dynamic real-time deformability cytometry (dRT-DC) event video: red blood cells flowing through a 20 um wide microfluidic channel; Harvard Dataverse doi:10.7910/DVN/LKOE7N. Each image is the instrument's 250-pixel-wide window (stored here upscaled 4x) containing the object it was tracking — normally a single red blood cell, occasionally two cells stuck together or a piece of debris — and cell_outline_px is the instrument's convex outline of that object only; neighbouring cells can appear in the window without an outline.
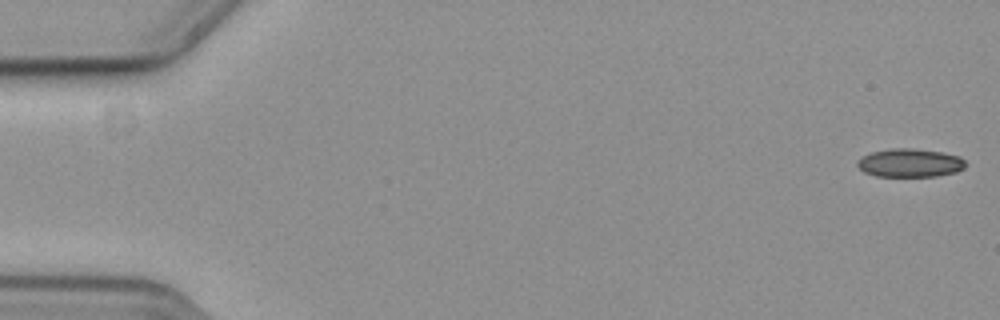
{"species": "common noctule bat (a hibernating species)", "species_latin": "Nyctalus noctula", "temperature_condition": "cold", "stored_images_in_passage": 16, "camera_frame_rate_fps": 3000, "um_per_image_px": 0.085, "animal": {"sex": "female", "body_mass_g": 19.3, "forearm_length_mm": 54.1}, "frame": {"image": 1, "passage_image": 1, "time_ms": 0.0, "image_size_px": [1000, 320], "cell_outline_px": [[964, 168], [956, 172], [936, 176], [876, 176], [864, 172], [856, 164], [856, 160], [860, 156], [872, 152], [892, 148], [916, 148], [944, 152], [960, 156], [964, 160]], "centroid_in_image_um": [77.32, 13.83], "position_along_channel_um": 7.7, "area_um2": 18.09}}
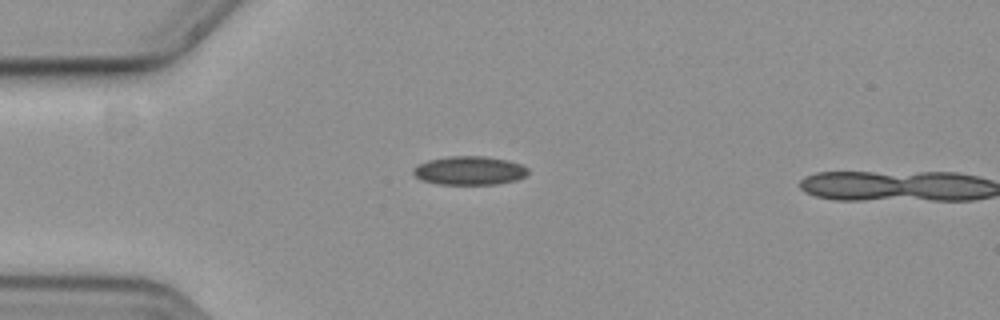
{"frame": {"image": 2, "passage_image": 15, "time_ms": 4.667, "image_size_px": [1000, 320], "cell_outline_px": [[528, 172], [524, 176], [516, 180], [496, 184], [440, 184], [424, 180], [416, 176], [412, 172], [412, 168], [428, 160], [448, 156], [484, 156], [508, 160], [520, 164], [528, 168]], "centroid_in_image_um": [39.91, 14.49], "position_along_channel_um": 45.1, "area_um2": 19.02}}